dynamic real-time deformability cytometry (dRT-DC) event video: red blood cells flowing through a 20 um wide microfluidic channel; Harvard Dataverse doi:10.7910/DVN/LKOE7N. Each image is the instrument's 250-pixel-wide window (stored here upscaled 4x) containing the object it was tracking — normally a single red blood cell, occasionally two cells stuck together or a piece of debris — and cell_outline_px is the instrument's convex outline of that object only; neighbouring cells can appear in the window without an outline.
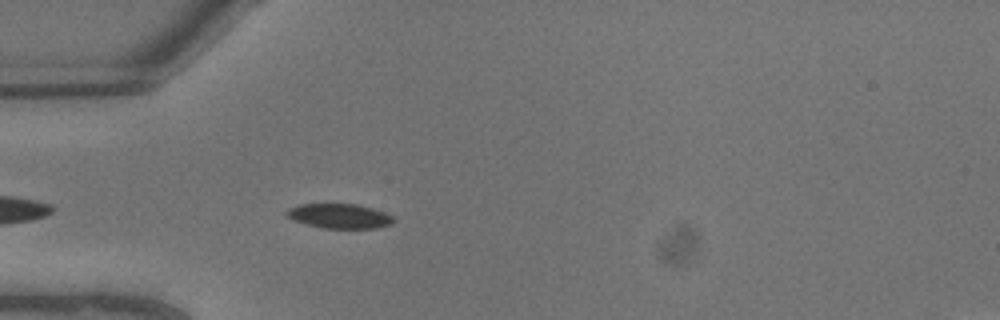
{"species": "common noctule bat (a hibernating species)", "species_latin": "Nyctalus noctula", "temperature_condition": "warm", "stored_images_in_passage": 6, "segment_of_instrument_passage": [2, 2], "camera_frame_rate_fps": 3000, "um_per_image_px": 0.085, "animal": {"sex": "male", "body_mass_g": 13.3}, "frame": {"image": 1, "passage_image": 6, "time_ms": 1.667, "image_size_px": [1000, 320], "cell_outline_px": [[396, 220], [392, 224], [376, 228], [324, 228], [292, 220], [284, 212], [288, 208], [300, 204], [356, 204], [372, 208], [384, 212], [392, 216]], "centroid_in_image_um": [28.86, 18.36], "position_along_channel_um": 56.1, "area_um2": 15.32}}